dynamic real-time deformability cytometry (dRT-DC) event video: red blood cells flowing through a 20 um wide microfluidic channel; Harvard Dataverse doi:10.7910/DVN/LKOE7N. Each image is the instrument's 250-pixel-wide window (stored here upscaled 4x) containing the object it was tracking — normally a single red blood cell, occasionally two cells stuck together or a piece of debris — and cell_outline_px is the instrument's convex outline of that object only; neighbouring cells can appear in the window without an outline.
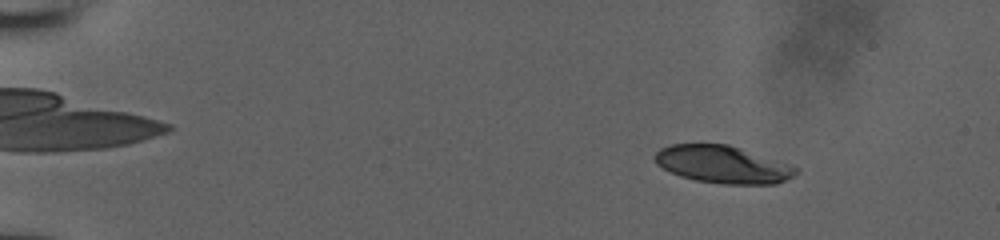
{"species": "human", "species_latin": "Homo sapiens", "temperature_condition": "room temperature", "stored_images_in_passage": 53, "camera_frame_rate_fps": 3000, "um_per_image_px": 0.085, "donor": {"sex": "male"}, "frame": {"image": 1, "passage_image": 8, "time_ms": 2.333, "image_size_px": [1000, 240], "cell_outline_px": [[800, 168], [792, 176], [776, 184], [724, 184], [696, 180], [680, 176], [656, 164], [656, 152], [660, 148], [672, 144], [728, 144]], "centroid_in_image_um": [61.42, 13.98], "position_along_channel_um": 23.6, "area_um2": 30.35}}
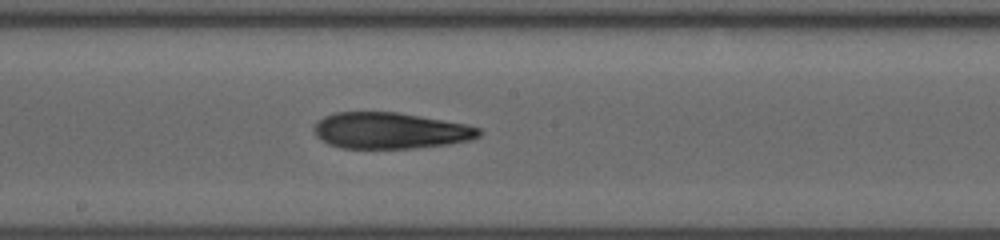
{"frame": {"image": 2, "passage_image": 31, "time_ms": 10.0, "image_size_px": [1000, 240], "cell_outline_px": [[480, 136], [472, 140], [448, 144], [412, 148], [340, 148], [328, 144], [320, 140], [316, 136], [312, 128], [324, 116], [336, 112], [396, 112], [468, 124], [480, 128]], "centroid_in_image_um": [33.17, 11.11], "position_along_channel_um": 215.0, "area_um2": 34.91}}
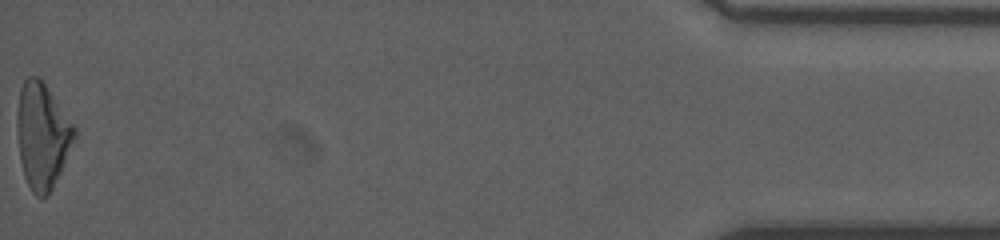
{"frame": {"image": 3, "passage_image": 53, "time_ms": 17.333, "image_size_px": [1000, 240], "cell_outline_px": [[76, 140], [48, 196], [40, 200], [32, 192], [24, 176], [20, 160], [16, 132], [16, 112], [20, 88], [24, 80], [28, 76], [40, 76], [76, 128]], "centroid_in_image_um": [3.58, 11.53], "position_along_channel_um": 431.6, "area_um2": 35.78}}